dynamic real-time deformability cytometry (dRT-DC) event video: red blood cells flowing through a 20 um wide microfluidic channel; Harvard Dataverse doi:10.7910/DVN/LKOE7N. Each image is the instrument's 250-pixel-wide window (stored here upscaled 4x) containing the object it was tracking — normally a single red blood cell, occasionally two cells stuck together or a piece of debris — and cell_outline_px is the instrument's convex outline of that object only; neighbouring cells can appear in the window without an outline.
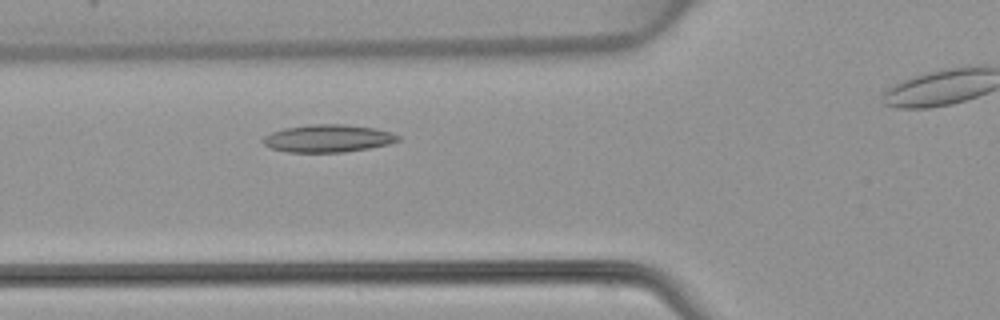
{"species": "common noctule bat (a hibernating species)", "species_latin": "Nyctalus noctula", "temperature_condition": "warm", "stored_images_in_passage": 28, "camera_frame_rate_fps": 3000, "um_per_image_px": 0.085, "animal": {"sex": "female", "body_mass_g": 22.7, "forearm_length_mm": 54.2}, "frame": {"image": 1, "passage_image": 4, "time_ms": 1.0, "image_size_px": [1000, 320], "cell_outline_px": [[400, 140], [388, 144], [368, 148], [344, 152], [288, 152], [272, 148], [264, 144], [260, 140], [264, 136], [272, 132], [284, 128], [312, 124], [344, 124], [376, 128], [392, 132], [400, 136]], "centroid_in_image_um": [27.88, 11.76], "position_along_channel_um": 97.9, "area_um2": 21.73}}
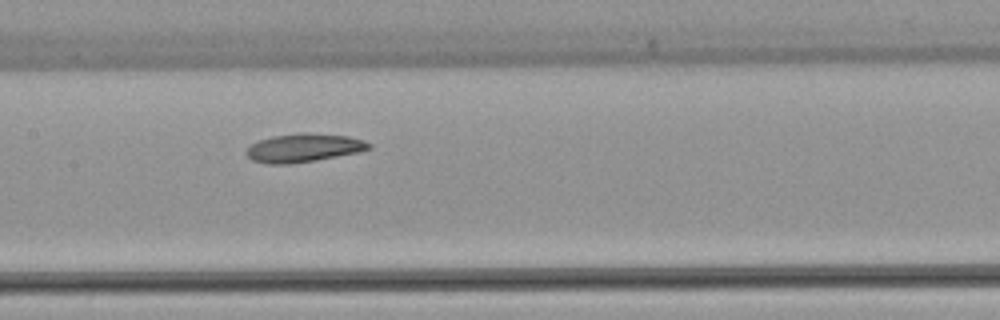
{"frame": {"image": 2, "passage_image": 10, "time_ms": 3.0, "image_size_px": [1000, 320], "cell_outline_px": [[372, 148], [360, 152], [316, 160], [288, 164], [268, 164], [252, 160], [244, 152], [252, 144], [260, 140], [272, 136], [300, 132], [304, 132], [348, 136], [364, 140], [372, 144]], "centroid_in_image_um": [25.84, 12.56], "position_along_channel_um": 181.6, "area_um2": 20.4}}
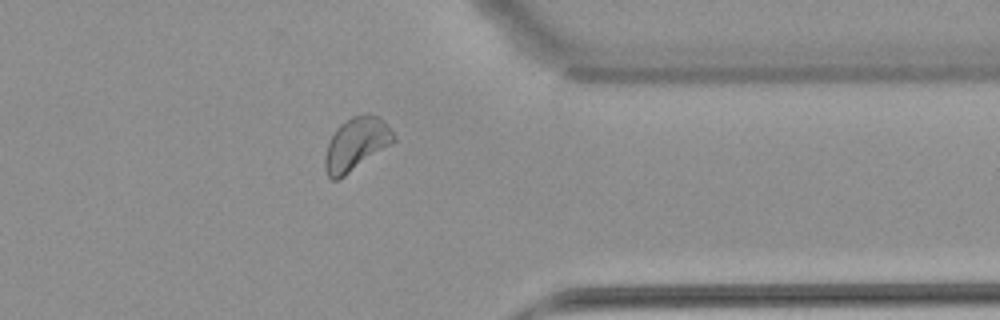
{"frame": {"image": 3, "passage_image": 25, "time_ms": 8.0, "image_size_px": [1000, 320], "cell_outline_px": [[396, 140], [344, 176], [336, 180], [332, 180], [328, 176], [324, 168], [324, 156], [328, 144], [336, 128], [340, 124], [352, 116], [380, 116], [384, 120], [396, 136]], "centroid_in_image_um": [30.25, 12.25], "position_along_channel_um": 381.1, "area_um2": 20.75}}